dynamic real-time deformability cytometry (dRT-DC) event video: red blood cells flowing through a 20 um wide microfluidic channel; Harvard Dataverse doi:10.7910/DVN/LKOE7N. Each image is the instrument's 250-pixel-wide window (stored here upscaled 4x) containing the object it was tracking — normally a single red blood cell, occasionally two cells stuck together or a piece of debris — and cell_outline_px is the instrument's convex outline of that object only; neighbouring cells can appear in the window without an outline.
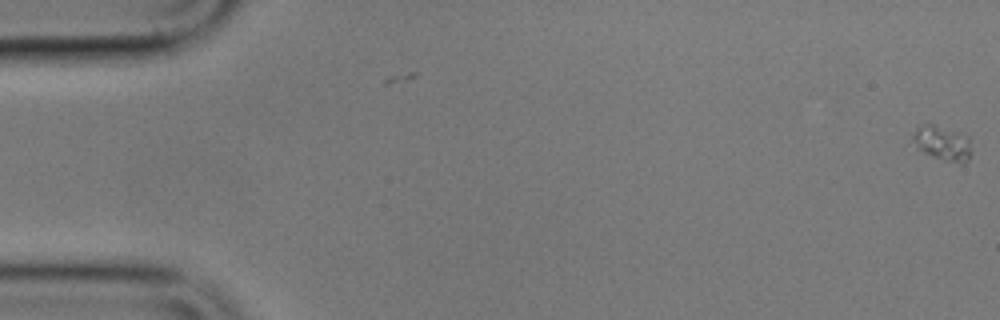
{"species": "common noctule bat (a hibernating species)", "species_latin": "Nyctalus noctula", "temperature_condition": "cold", "stored_images_in_passage": 5, "segment_of_instrument_passage": [2, 2], "camera_frame_rate_fps": 3000, "um_per_image_px": 0.085, "animal": {"sex": "male", "body_mass_g": 17.9}, "frame": {"image": 1, "passage_image": 5, "time_ms": 6.667, "image_size_px": [1000, 320], "cell_outline_px": [[972, 152], [968, 160], [964, 164], [960, 164], [944, 160], [924, 152], [916, 148], [912, 140], [912, 136], [916, 128], [920, 124], [932, 124], [968, 136]], "centroid_in_image_um": [80.11, 12.18], "position_along_channel_um": 4.9, "area_um2": 11.85}}